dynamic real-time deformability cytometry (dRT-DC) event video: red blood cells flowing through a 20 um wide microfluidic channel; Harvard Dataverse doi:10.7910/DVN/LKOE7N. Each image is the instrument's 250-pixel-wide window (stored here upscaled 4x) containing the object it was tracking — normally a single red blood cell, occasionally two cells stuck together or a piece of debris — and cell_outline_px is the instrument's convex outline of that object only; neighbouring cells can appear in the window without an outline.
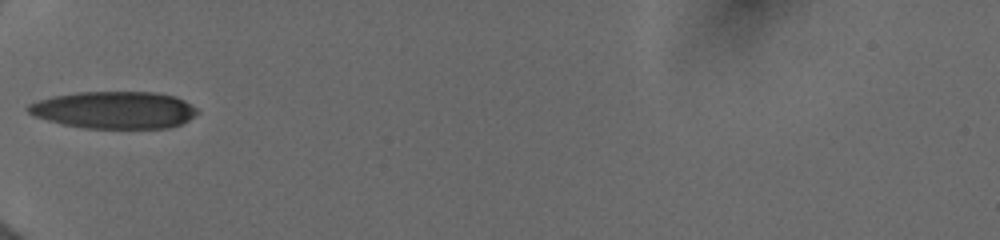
{"species": "human", "species_latin": "Homo sapiens", "temperature_condition": "cold", "stored_images_in_passage": 9, "camera_frame_rate_fps": 3000, "um_per_image_px": 0.085, "donor": {"sex": "female"}, "frame": {"image": 1, "passage_image": 1, "time_ms": 0.0, "image_size_px": [1000, 240], "cell_outline_px": [[200, 112], [188, 120], [180, 124], [168, 128], [84, 128], [64, 124], [48, 120], [36, 116], [28, 112], [24, 108], [28, 104], [52, 96], [80, 92], [156, 92], [176, 96], [184, 100], [196, 108]], "centroid_in_image_um": [9.73, 9.34], "position_along_channel_um": 75.3, "area_um2": 36.65}}
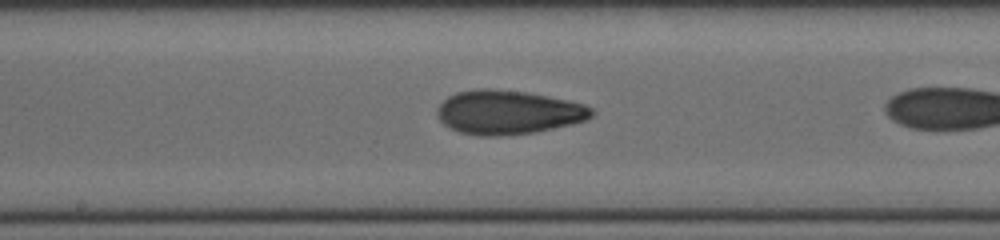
{"frame": {"image": 2, "passage_image": 8, "time_ms": 2.333, "image_size_px": [1000, 240], "cell_outline_px": [[592, 116], [588, 120], [572, 124], [536, 132], [500, 136], [480, 136], [460, 132], [448, 128], [436, 116], [436, 108], [448, 96], [456, 92], [480, 88], [492, 88], [528, 92], [568, 100], [584, 104], [592, 108]], "centroid_in_image_um": [43.17, 9.54], "position_along_channel_um": 205.0, "area_um2": 39.94}}